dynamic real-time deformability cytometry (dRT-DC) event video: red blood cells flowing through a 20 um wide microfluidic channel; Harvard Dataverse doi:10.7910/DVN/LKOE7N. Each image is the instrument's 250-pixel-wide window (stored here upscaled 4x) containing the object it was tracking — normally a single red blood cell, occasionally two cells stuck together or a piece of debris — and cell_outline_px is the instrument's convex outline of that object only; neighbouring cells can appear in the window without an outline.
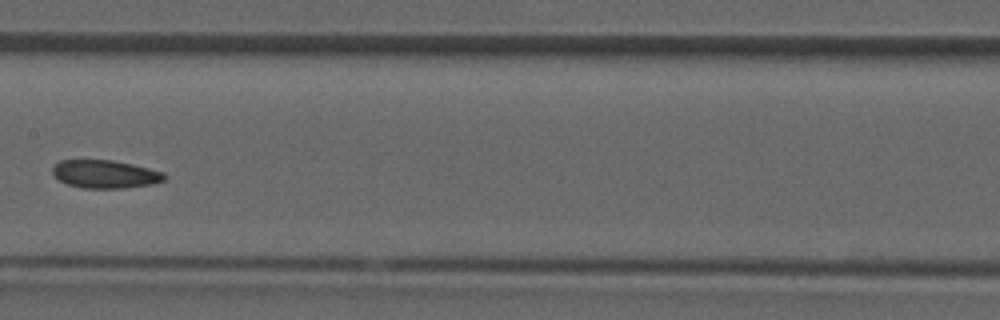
{"species": "common noctule bat (a hibernating species)", "species_latin": "Nyctalus noctula", "temperature_condition": "room temperature", "stored_images_in_passage": 29, "camera_frame_rate_fps": 3000, "um_per_image_px": 0.085, "animal": {"sex": "male", "forearm_length_mm": 52.5}, "frame": {"image": 1, "passage_image": 17, "time_ms": 5.333, "image_size_px": [1000, 320], "cell_outline_px": [[168, 176], [164, 180], [152, 184], [124, 188], [80, 188], [68, 184], [52, 176], [52, 168], [60, 160], [112, 160], [132, 164], [164, 172]], "centroid_in_image_um": [8.93, 14.8], "position_along_channel_um": 198.5, "area_um2": 18.38}}
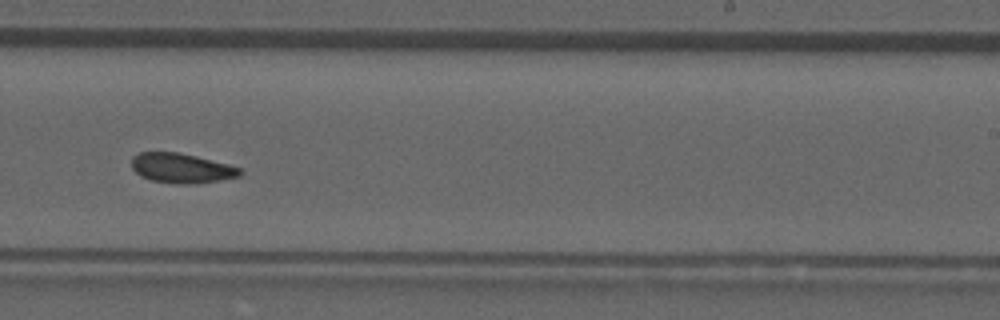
{"frame": {"image": 2, "passage_image": 21, "time_ms": 6.667, "image_size_px": [1000, 320], "cell_outline_px": [[244, 172], [240, 176], [192, 184], [176, 184], [152, 180], [140, 176], [132, 168], [132, 156], [140, 152], [176, 152], [196, 156], [228, 164], [240, 168]], "centroid_in_image_um": [15.41, 14.29], "position_along_channel_um": 273.6, "area_um2": 18.67}}